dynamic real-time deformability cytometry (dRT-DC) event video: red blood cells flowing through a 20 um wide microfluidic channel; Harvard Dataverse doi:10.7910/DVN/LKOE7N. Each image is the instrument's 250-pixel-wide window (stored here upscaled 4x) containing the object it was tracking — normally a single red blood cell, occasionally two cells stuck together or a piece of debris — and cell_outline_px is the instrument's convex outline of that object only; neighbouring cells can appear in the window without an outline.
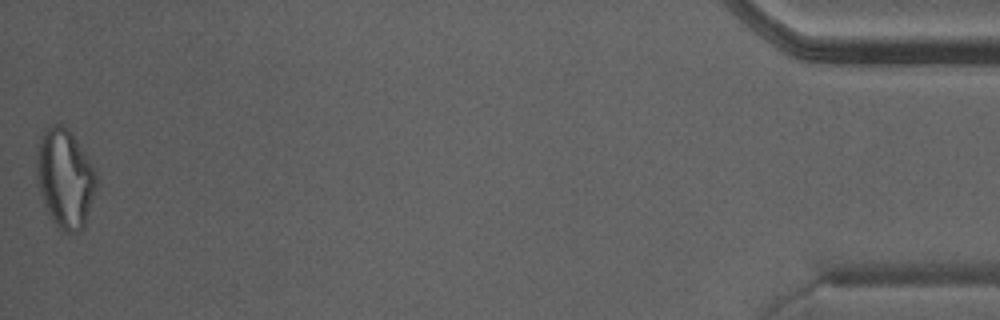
{"species": "Egyptian fruit bat (a non-hibernating species)", "species_latin": "Rousettus aegyptiacus", "temperature_condition": "warm", "stored_images_in_passage": 30, "camera_frame_rate_fps": 3000, "um_per_image_px": 0.085, "animal": {"sex": "male"}, "frame": {"image": 1, "passage_image": 30, "time_ms": 9.667, "image_size_px": [1000, 320], "cell_outline_px": [[96, 184], [84, 228], [80, 232], [64, 232], [56, 224], [48, 212], [44, 204], [40, 192], [36, 176], [36, 152], [40, 136], [48, 128], [56, 124], [60, 124], [68, 128], [92, 164], [96, 172]], "centroid_in_image_um": [5.51, 15.16], "position_along_channel_um": 429.7, "area_um2": 34.04}}